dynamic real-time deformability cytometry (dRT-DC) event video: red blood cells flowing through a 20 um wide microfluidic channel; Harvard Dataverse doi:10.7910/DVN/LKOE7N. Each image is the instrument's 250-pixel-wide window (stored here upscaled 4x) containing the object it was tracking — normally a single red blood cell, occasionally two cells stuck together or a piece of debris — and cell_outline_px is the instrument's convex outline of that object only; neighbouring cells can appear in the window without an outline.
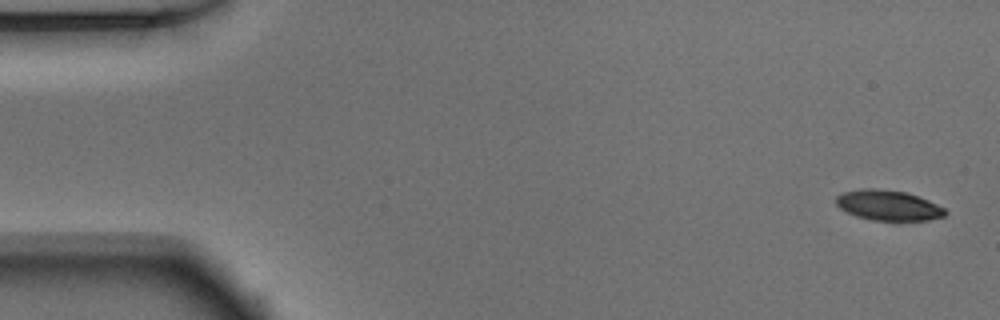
{"species": "Egyptian fruit bat (a non-hibernating species)", "species_latin": "Rousettus aegyptiacus", "temperature_condition": "warm", "stored_images_in_passage": 52, "segment_of_instrument_passage": [1, 2], "camera_frame_rate_fps": 3000, "um_per_image_px": 0.085, "animal": {"sex": "male"}, "frame": {"image": 1, "passage_image": 1, "time_ms": 0.0, "image_size_px": [1000, 320], "cell_outline_px": [[948, 212], [944, 216], [928, 220], [872, 220], [856, 216], [840, 208], [836, 204], [836, 196], [844, 192], [860, 188], [876, 188], [904, 192], [928, 200], [944, 208]], "centroid_in_image_um": [75.48, 17.45], "position_along_channel_um": 9.5, "area_um2": 19.07}}
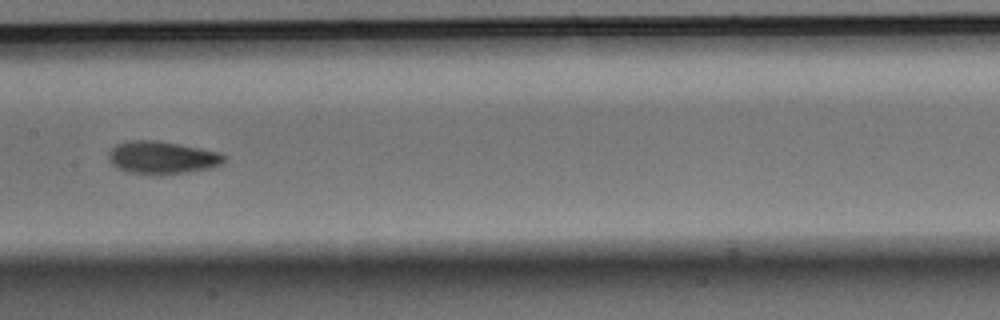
{"frame": {"image": 2, "passage_image": 25, "time_ms": 8.0, "image_size_px": [1000, 320], "cell_outline_px": [[224, 160], [220, 164], [208, 168], [188, 172], [160, 176], [128, 172], [112, 164], [108, 160], [108, 152], [116, 144], [128, 140], [156, 140], [220, 152], [224, 156]], "centroid_in_image_um": [13.73, 13.4], "position_along_channel_um": 193.7, "area_um2": 22.02}}
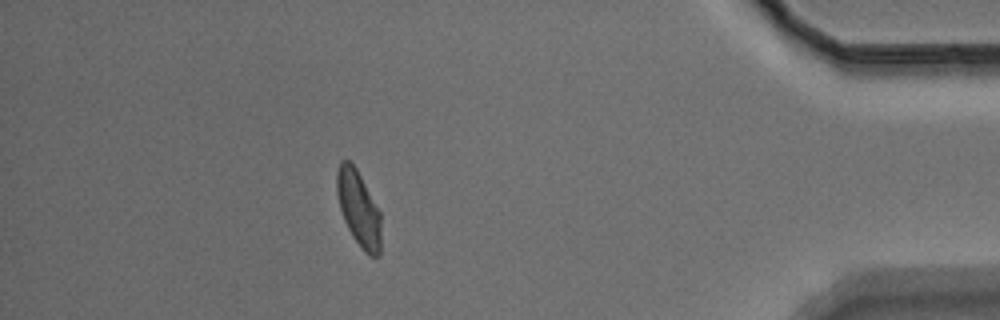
{"frame": {"image": 3, "passage_image": 45, "time_ms": 14.667, "image_size_px": [1000, 320], "cell_outline_px": [[380, 256], [368, 256], [364, 252], [352, 236], [344, 220], [340, 208], [336, 192], [336, 172], [340, 160], [348, 160], [356, 168], [380, 212]], "centroid_in_image_um": [30.46, 17.73], "position_along_channel_um": 404.7, "area_um2": 19.36}}